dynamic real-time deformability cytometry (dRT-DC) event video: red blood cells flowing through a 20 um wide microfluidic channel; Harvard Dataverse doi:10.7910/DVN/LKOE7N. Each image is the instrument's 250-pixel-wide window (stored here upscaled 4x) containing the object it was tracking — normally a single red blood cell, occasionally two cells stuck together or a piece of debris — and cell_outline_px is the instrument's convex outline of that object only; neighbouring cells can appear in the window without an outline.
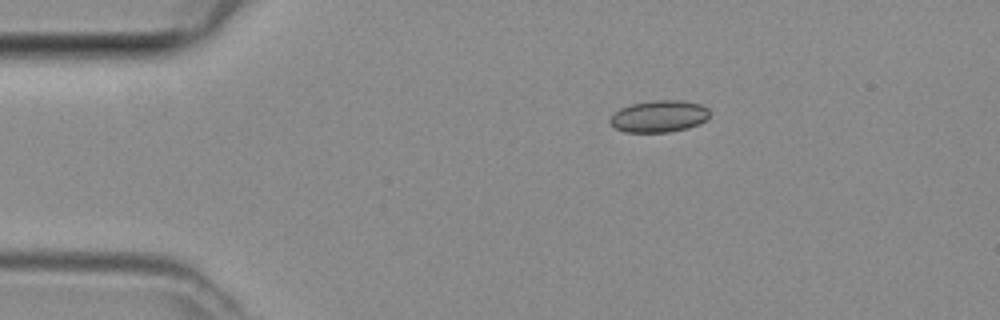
{"species": "common noctule bat (a hibernating species)", "species_latin": "Nyctalus noctula", "temperature_condition": "room temperature", "stored_images_in_passage": 39, "camera_frame_rate_fps": 3000, "um_per_image_px": 0.085, "animal": {"sex": "female", "body_mass_g": 29.2, "forearm_length_mm": 56.3}, "frame": {"image": 1, "passage_image": 1, "time_ms": 0.0, "image_size_px": [1000, 320], "cell_outline_px": [[708, 116], [704, 120], [688, 128], [668, 132], [624, 132], [616, 128], [608, 120], [620, 108], [632, 104], [652, 100], [680, 100], [700, 104], [708, 108]], "centroid_in_image_um": [56.0, 9.88], "position_along_channel_um": 29.0, "area_um2": 18.26}}
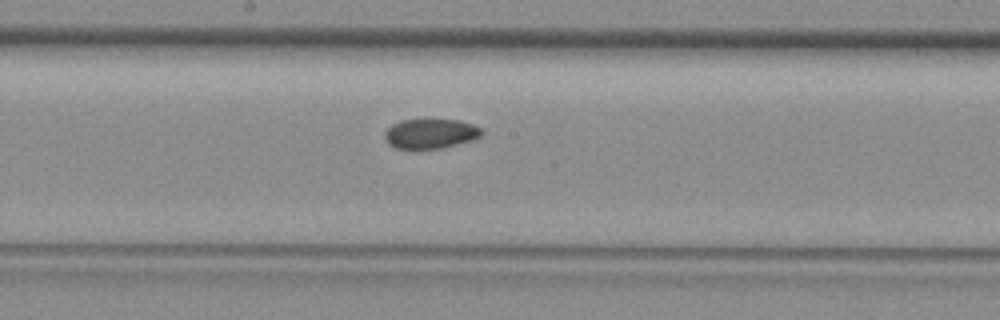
{"frame": {"image": 2, "passage_image": 17, "time_ms": 5.333, "image_size_px": [1000, 320], "cell_outline_px": [[484, 132], [480, 136], [472, 140], [444, 148], [396, 148], [388, 144], [384, 136], [384, 132], [392, 124], [400, 120], [424, 116], [460, 120], [472, 124], [480, 128]], "centroid_in_image_um": [36.58, 11.29], "position_along_channel_um": 211.6, "area_um2": 17.57}}
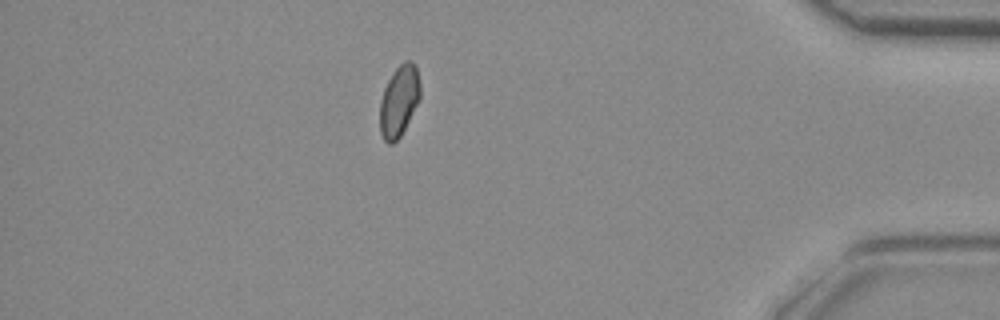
{"frame": {"image": 3, "passage_image": 33, "time_ms": 10.667, "image_size_px": [1000, 320], "cell_outline_px": [[420, 100], [400, 136], [392, 144], [388, 144], [384, 140], [380, 132], [380, 100], [384, 88], [392, 72], [404, 60], [412, 60], [416, 64], [420, 84]], "centroid_in_image_um": [33.93, 8.55], "position_along_channel_um": 401.3, "area_um2": 16.88}}